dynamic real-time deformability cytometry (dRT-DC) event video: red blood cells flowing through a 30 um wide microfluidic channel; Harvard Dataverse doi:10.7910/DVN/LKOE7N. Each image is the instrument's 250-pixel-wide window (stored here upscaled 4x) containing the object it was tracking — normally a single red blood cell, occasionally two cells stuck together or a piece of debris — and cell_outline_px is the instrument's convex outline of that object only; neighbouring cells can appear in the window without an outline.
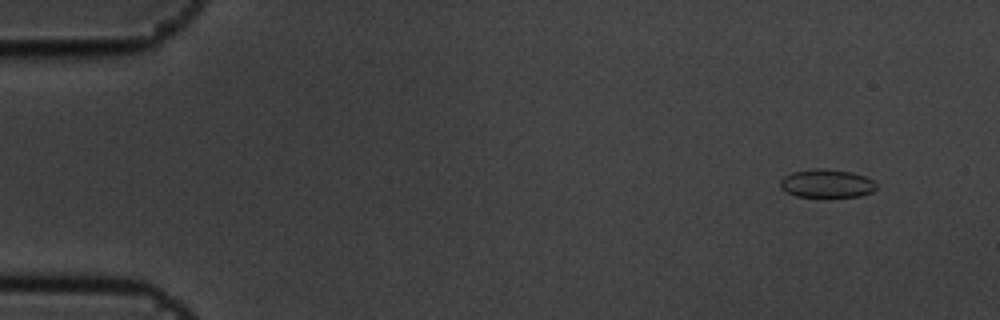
{"species": "common noctule bat (a hibernating species)", "species_latin": "Nyctalus noctula", "temperature_condition": "cold", "stored_images_in_passage": 13, "camera_frame_rate_fps": 3000, "um_per_image_px": 0.085, "animal": {"sex": "male", "body_mass_g": 19.5, "forearm_length_mm": 54.6}, "frame": {"image": 1, "passage_image": 2, "time_ms": 0.333, "image_size_px": [1000, 320], "cell_outline_px": [[876, 188], [872, 192], [860, 196], [828, 200], [824, 200], [796, 196], [780, 188], [780, 180], [784, 176], [792, 172], [816, 168], [820, 168], [852, 172], [864, 176], [872, 180], [876, 184]], "centroid_in_image_um": [70.26, 15.65], "position_along_channel_um": 14.7, "area_um2": 16.65}}
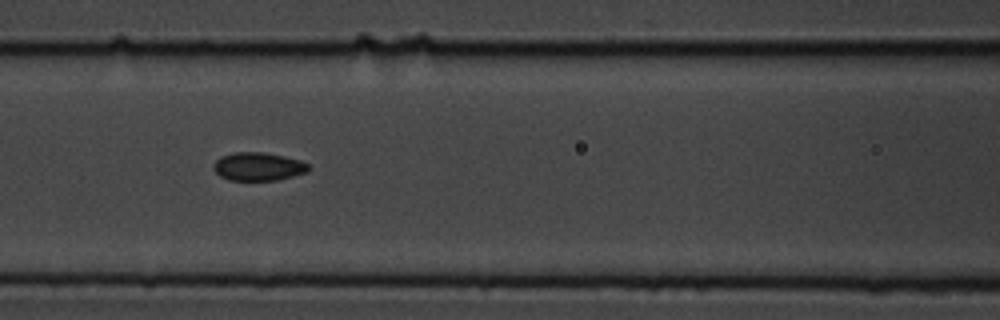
{"frame": {"image": 2, "passage_image": 7, "time_ms": 2.0, "image_size_px": [1000, 320], "cell_outline_px": [[312, 168], [308, 172], [276, 180], [228, 180], [220, 176], [212, 168], [212, 164], [220, 156], [232, 152], [260, 152], [284, 156], [300, 160], [308, 164]], "centroid_in_image_um": [21.93, 14.15], "position_along_channel_um": 144.7, "area_um2": 15.78}}
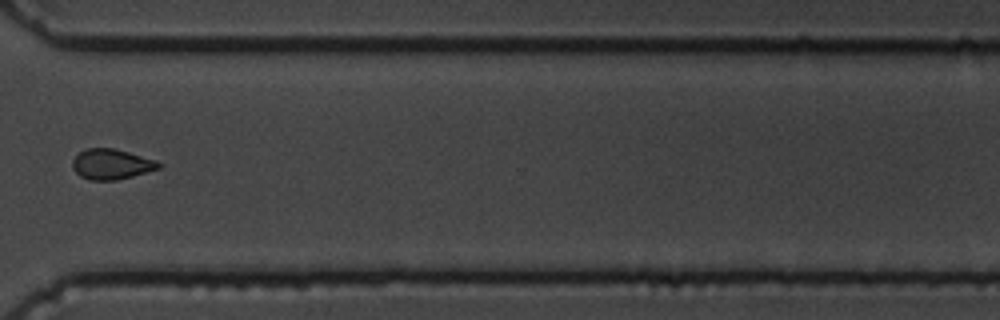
{"frame": {"image": 3, "passage_image": 12, "time_ms": 3.667, "image_size_px": [1000, 320], "cell_outline_px": [[160, 168], [132, 176], [116, 180], [88, 180], [80, 176], [72, 168], [72, 160], [84, 148], [112, 148], [128, 152], [156, 160], [160, 164]], "centroid_in_image_um": [9.43, 13.96], "position_along_channel_um": 361.2, "area_um2": 15.14}}